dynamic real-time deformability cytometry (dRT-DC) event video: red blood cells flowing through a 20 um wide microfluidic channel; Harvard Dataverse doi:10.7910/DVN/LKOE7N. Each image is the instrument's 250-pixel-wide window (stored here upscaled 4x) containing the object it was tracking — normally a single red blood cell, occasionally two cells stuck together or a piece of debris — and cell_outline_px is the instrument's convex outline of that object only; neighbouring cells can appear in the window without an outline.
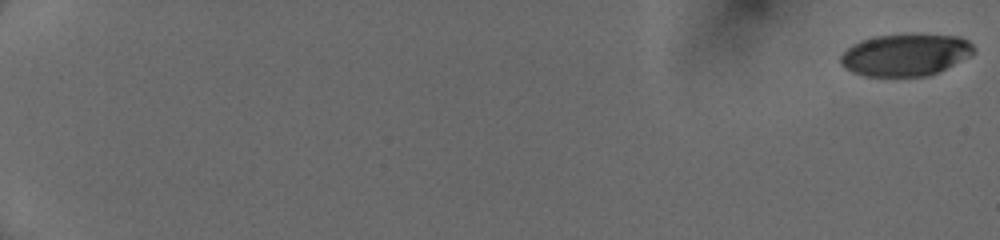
{"species": "human", "species_latin": "Homo sapiens", "temperature_condition": "cold", "stored_images_in_passage": 54, "camera_frame_rate_fps": 3000, "um_per_image_px": 0.085, "donor": {"sex": "female"}, "frame": {"image": 1, "passage_image": 1, "time_ms": 0.0, "image_size_px": [1000, 240], "cell_outline_px": [[972, 52], [944, 68], [932, 72], [916, 76], [872, 76], [848, 68], [840, 60], [844, 52], [848, 48], [856, 44], [868, 40], [884, 36], [948, 36], [964, 40], [972, 48]], "centroid_in_image_um": [76.9, 4.68], "position_along_channel_um": 8.1, "area_um2": 29.77}}
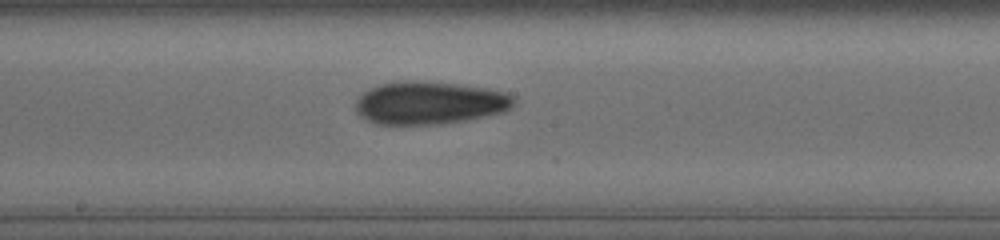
{"frame": {"image": 2, "passage_image": 33, "time_ms": 10.667, "image_size_px": [1000, 240], "cell_outline_px": [[508, 104], [504, 108], [492, 112], [472, 116], [448, 120], [400, 124], [396, 124], [372, 120], [360, 108], [360, 100], [368, 92], [376, 88], [388, 84], [436, 84], [496, 92], [508, 96]], "centroid_in_image_um": [36.41, 8.76], "position_along_channel_um": 211.8, "area_um2": 32.83}}
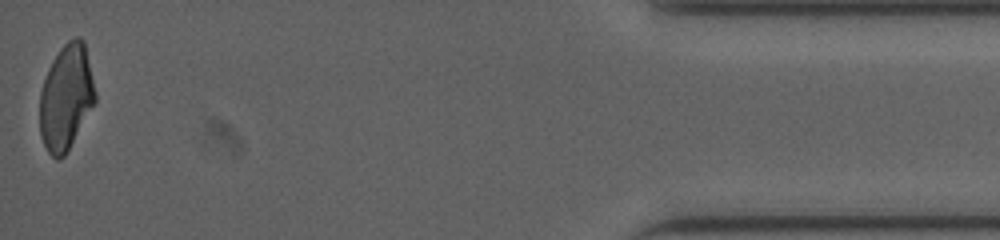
{"frame": {"image": 3, "passage_image": 54, "time_ms": 17.667, "image_size_px": [1000, 240], "cell_outline_px": [[96, 100], [64, 156], [52, 156], [48, 152], [44, 144], [40, 132], [40, 96], [44, 80], [56, 56], [64, 44], [68, 40], [80, 40], [84, 44], [96, 96]], "centroid_in_image_um": [5.6, 8.32], "position_along_channel_um": 429.6, "area_um2": 32.54}, "authors_computed_cell_mechanics": {"area_um2": 32.4258, "velocity_mm_per_s": 4.0731, "shape_relaxation_time_tau1_ms": 4.8405, "shape_relaxation_time_tau2_ms": 3.1671, "deformation_change_tau1": 0.2238, "deformation_change_tau2": 0.1109}}